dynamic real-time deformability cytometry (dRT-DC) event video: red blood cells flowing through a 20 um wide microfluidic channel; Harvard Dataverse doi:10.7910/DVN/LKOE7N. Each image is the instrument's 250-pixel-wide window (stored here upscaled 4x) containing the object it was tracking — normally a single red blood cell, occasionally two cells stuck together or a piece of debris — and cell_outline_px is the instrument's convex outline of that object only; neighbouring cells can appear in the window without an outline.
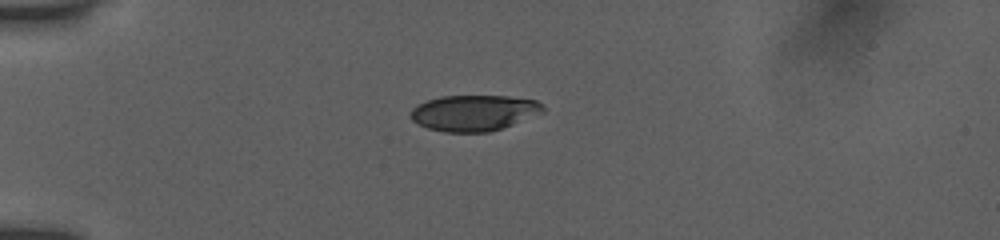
{"species": "human", "species_latin": "Homo sapiens", "temperature_condition": "room temperature", "stored_images_in_passage": 40, "camera_frame_rate_fps": 3000, "um_per_image_px": 0.085, "donor": {"sex": "female"}, "frame": {"image": 1, "passage_image": 1, "time_ms": 0.0, "image_size_px": [1000, 240], "cell_outline_px": [[544, 112], [512, 124], [488, 132], [444, 132], [428, 128], [412, 120], [408, 116], [412, 108], [428, 100], [440, 96], [508, 96], [536, 100], [544, 104]], "centroid_in_image_um": [40.28, 9.59], "position_along_channel_um": 44.7, "area_um2": 27.57}}
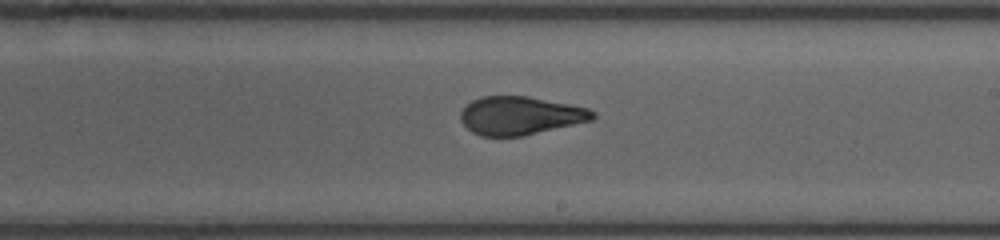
{"frame": {"image": 2, "passage_image": 19, "time_ms": 6.0, "image_size_px": [1000, 240], "cell_outline_px": [[596, 116], [592, 120], [524, 136], [480, 136], [472, 132], [460, 120], [460, 112], [472, 100], [480, 96], [528, 96], [588, 108], [596, 112]], "centroid_in_image_um": [44.21, 9.83], "position_along_channel_um": 244.8, "area_um2": 29.48}}
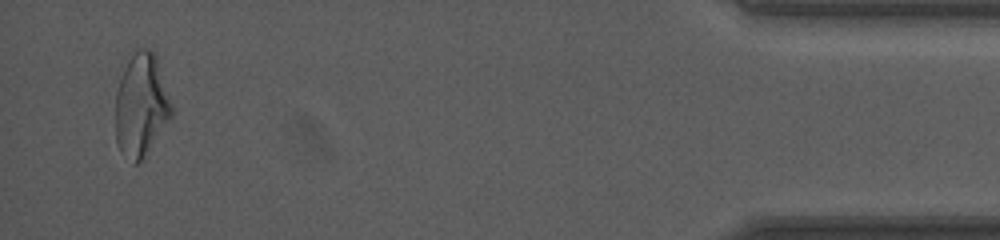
{"frame": {"image": 3, "passage_image": 38, "time_ms": 12.333, "image_size_px": [1000, 240], "cell_outline_px": [[172, 116], [140, 160], [136, 164], [132, 164], [120, 152], [116, 144], [116, 92], [124, 68], [128, 60], [136, 48], [152, 48], [156, 52], [172, 104]], "centroid_in_image_um": [12.0, 8.89], "position_along_channel_um": 423.2, "area_um2": 33.7}, "authors_computed_cell_mechanics": {"area_um2": 30.5762, "velocity_mm_per_s": 3.9189, "shape_relaxation_time_tau1_ms": 7.7797, "shape_relaxation_time_tau2_ms": 1.0059, "deformation_change_tau1": 0.2139, "deformation_change_tau2": 0.0692}}